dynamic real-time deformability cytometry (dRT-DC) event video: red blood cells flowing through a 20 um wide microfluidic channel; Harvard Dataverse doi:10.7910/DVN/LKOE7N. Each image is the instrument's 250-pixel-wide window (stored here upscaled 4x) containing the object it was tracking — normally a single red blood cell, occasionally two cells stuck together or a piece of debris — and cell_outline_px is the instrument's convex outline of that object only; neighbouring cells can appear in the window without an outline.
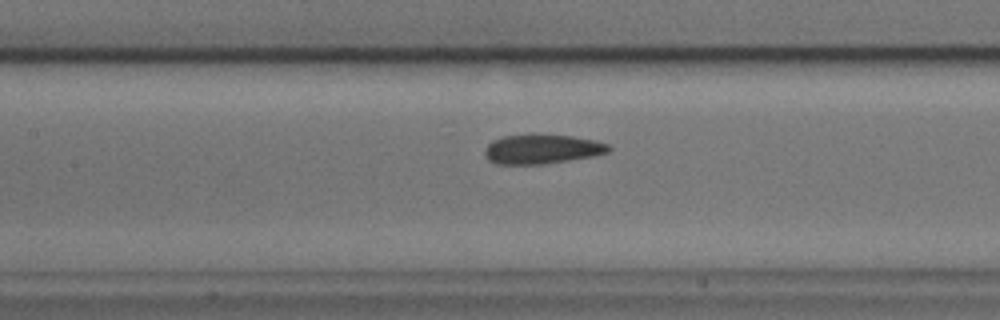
{"species": "common noctule bat (a hibernating species)", "species_latin": "Nyctalus noctula", "temperature_condition": "cold", "stored_images_in_passage": 39, "camera_frame_rate_fps": 3000, "um_per_image_px": 0.085, "animal": {"sex": "male", "body_mass_g": 17.9, "forearm_length_mm": 54.2}, "frame": {"image": 1, "passage_image": 15, "time_ms": 4.667, "image_size_px": [1000, 320], "cell_outline_px": [[612, 148], [608, 152], [592, 156], [544, 164], [496, 164], [488, 160], [484, 156], [484, 152], [488, 144], [492, 140], [504, 136], [572, 136], [592, 140], [608, 144]], "centroid_in_image_um": [46.04, 12.7], "position_along_channel_um": 161.4, "area_um2": 20.69}}
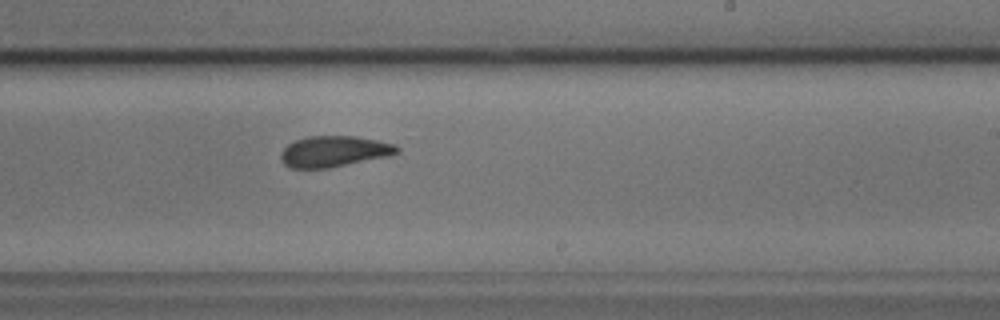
{"frame": {"image": 2, "passage_image": 23, "time_ms": 7.333, "image_size_px": [1000, 320], "cell_outline_px": [[400, 152], [388, 156], [328, 168], [292, 168], [284, 164], [280, 160], [280, 152], [288, 144], [296, 140], [308, 136], [356, 136], [396, 144], [400, 148]], "centroid_in_image_um": [28.39, 12.86], "position_along_channel_um": 260.6, "area_um2": 20.98}}
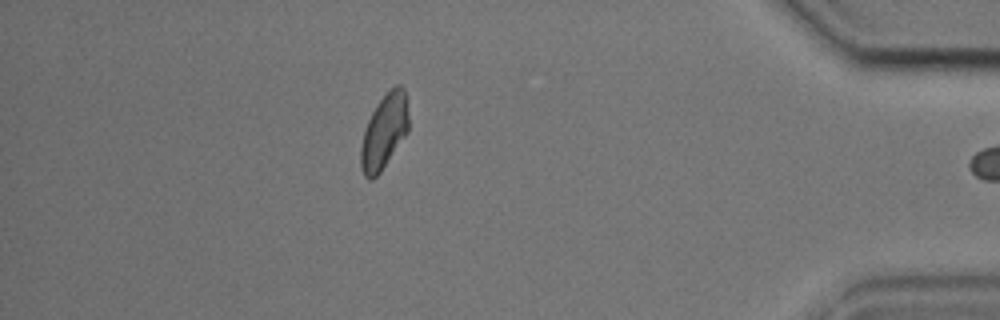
{"frame": {"image": 3, "passage_image": 38, "time_ms": 12.333, "image_size_px": [1000, 320], "cell_outline_px": [[408, 132], [380, 172], [372, 180], [368, 180], [364, 176], [360, 164], [360, 148], [364, 132], [368, 120], [372, 112], [380, 100], [396, 84], [400, 84], [404, 88], [408, 116]], "centroid_in_image_um": [32.64, 11.21], "position_along_channel_um": 402.6, "area_um2": 20.52}}